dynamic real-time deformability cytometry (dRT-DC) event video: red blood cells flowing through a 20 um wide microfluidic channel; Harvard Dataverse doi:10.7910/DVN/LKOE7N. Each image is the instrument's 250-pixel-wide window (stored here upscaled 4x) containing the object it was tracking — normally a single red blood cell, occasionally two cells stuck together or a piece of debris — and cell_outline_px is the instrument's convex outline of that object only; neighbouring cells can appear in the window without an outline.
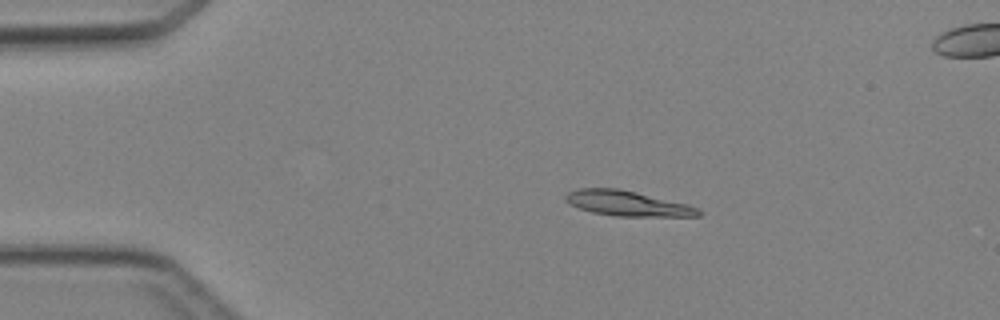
{"species": "Egyptian fruit bat (a non-hibernating species)", "species_latin": "Rousettus aegyptiacus", "temperature_condition": "cold", "stored_images_in_passage": 5, "camera_frame_rate_fps": 3000, "um_per_image_px": 0.085, "animal": {"sex": "female"}, "frame": {"image": 1, "passage_image": 3, "time_ms": 2.333, "image_size_px": [1000, 320], "cell_outline_px": [[704, 212], [700, 216], [616, 216], [592, 212], [580, 208], [564, 200], [564, 196], [568, 192], [576, 188], [620, 188], [688, 204], [700, 208]], "centroid_in_image_um": [53.37, 17.28], "position_along_channel_um": 31.6, "area_um2": 19.59}}